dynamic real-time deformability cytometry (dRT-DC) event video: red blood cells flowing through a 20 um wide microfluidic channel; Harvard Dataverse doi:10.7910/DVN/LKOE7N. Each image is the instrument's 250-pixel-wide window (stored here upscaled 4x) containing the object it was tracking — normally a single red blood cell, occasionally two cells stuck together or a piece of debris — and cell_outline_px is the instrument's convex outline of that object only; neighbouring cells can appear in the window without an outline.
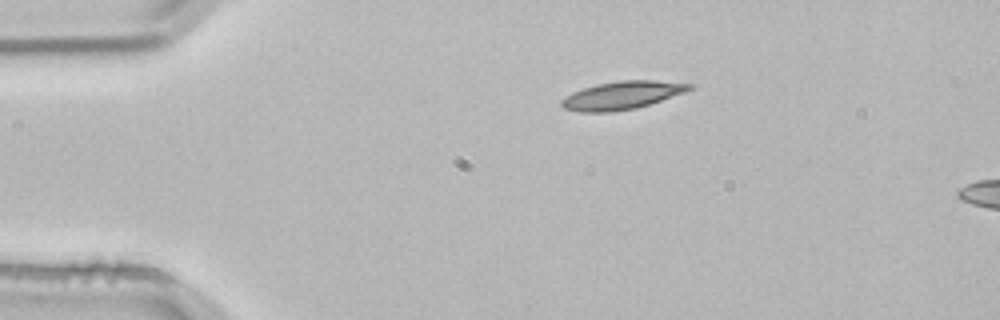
{"species": "common noctule bat (a hibernating species)", "species_latin": "Nyctalus noctula", "temperature_condition": "room temperature", "stored_images_in_passage": 6, "camera_frame_rate_fps": 3000, "um_per_image_px": 0.085, "animal": {"sex": "male", "body_mass_g": 21.5, "forearm_length_mm": 52.0}, "frame": {"image": 1, "passage_image": 1, "time_ms": 0.0, "image_size_px": [1000, 320], "cell_outline_px": [[696, 88], [636, 108], [612, 112], [580, 112], [564, 108], [560, 104], [560, 100], [572, 92], [596, 84], [620, 80], [656, 80], [696, 84]], "centroid_in_image_um": [52.89, 8.09], "position_along_channel_um": 32.1, "area_um2": 20.92}}